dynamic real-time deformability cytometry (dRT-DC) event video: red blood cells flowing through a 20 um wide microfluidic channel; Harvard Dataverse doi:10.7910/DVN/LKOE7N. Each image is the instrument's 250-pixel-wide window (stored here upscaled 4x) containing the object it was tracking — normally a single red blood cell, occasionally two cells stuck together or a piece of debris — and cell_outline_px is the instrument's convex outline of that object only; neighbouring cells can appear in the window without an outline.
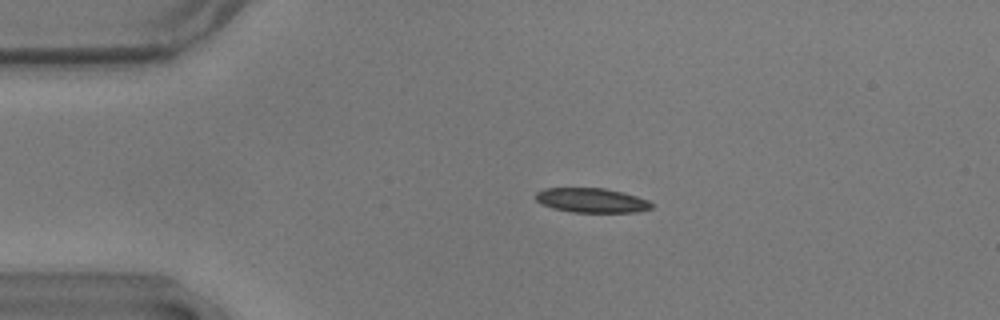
{"species": "common noctule bat (a hibernating species)", "species_latin": "Nyctalus noctula", "temperature_condition": "warm", "stored_images_in_passage": 48, "camera_frame_rate_fps": 3000, "um_per_image_px": 0.085, "animal": {"sex": "male", "body_mass_g": 17.9}, "frame": {"image": 1, "passage_image": 4, "time_ms": 1.0, "image_size_px": [1000, 320], "cell_outline_px": [[652, 208], [640, 212], [572, 212], [552, 208], [540, 204], [536, 200], [536, 192], [544, 188], [604, 188], [636, 196], [648, 200], [652, 204]], "centroid_in_image_um": [50.26, 17.03], "position_along_channel_um": 34.7, "area_um2": 16.53}}
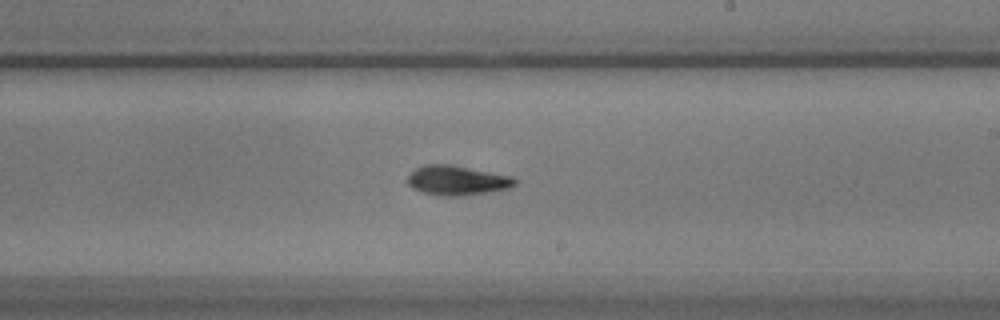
{"frame": {"image": 2, "passage_image": 25, "time_ms": 8.0, "image_size_px": [1000, 320], "cell_outline_px": [[516, 184], [508, 188], [464, 196], [440, 196], [424, 192], [412, 188], [404, 180], [416, 168], [424, 164], [452, 164], [512, 176], [516, 180]], "centroid_in_image_um": [38.81, 15.32], "position_along_channel_um": 250.2, "area_um2": 18.61}}
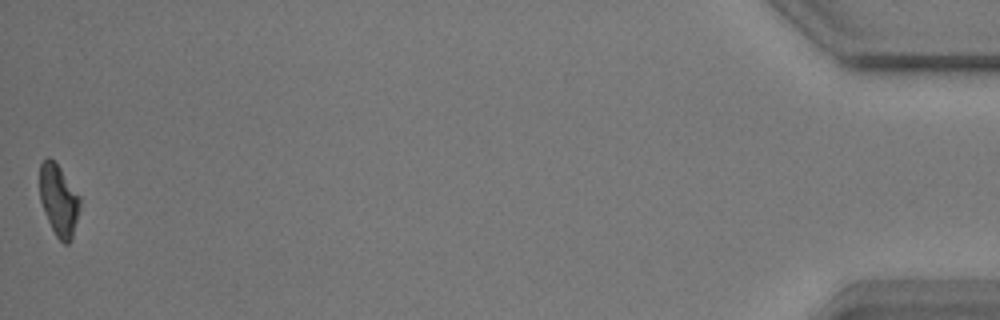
{"frame": {"image": 3, "passage_image": 48, "time_ms": 15.667, "image_size_px": [1000, 320], "cell_outline_px": [[80, 208], [72, 240], [68, 244], [64, 244], [56, 236], [44, 212], [40, 200], [40, 164], [48, 156], [60, 168], [80, 196]], "centroid_in_image_um": [5.0, 17.05], "position_along_channel_um": 430.2, "area_um2": 16.65}, "authors_computed_cell_mechanics": {"area_um2": 17.8602, "velocity_mm_per_s": 3.5967, "shape_relaxation_time_tau1_ms": 3.1643, "shape_relaxation_time_tau2_ms": 8.919, "deformation_change_tau1": 0.1569, "deformation_change_tau2": 0.1598}}